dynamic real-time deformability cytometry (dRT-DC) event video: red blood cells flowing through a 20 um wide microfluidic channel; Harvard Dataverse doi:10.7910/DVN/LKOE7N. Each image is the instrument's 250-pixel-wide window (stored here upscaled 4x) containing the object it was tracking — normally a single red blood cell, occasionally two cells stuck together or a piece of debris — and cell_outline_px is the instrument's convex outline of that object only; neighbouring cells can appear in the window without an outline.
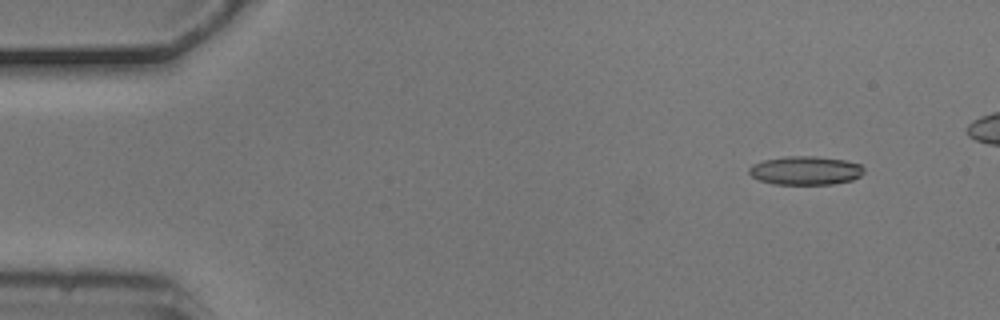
{"species": "common noctule bat (a hibernating species)", "species_latin": "Nyctalus noctula", "temperature_condition": "cold", "stored_images_in_passage": 5, "camera_frame_rate_fps": 3000, "um_per_image_px": 0.085, "animal": {"sex": "male", "body_mass_g": 20.5, "forearm_length_mm": 52.5}, "frame": {"image": 1, "passage_image": 1, "time_ms": 0.0, "image_size_px": [1000, 320], "cell_outline_px": [[864, 172], [860, 176], [852, 180], [832, 184], [772, 184], [760, 180], [752, 176], [748, 172], [748, 168], [752, 164], [764, 160], [784, 156], [816, 156], [844, 160], [860, 164], [864, 168]], "centroid_in_image_um": [68.45, 14.49], "position_along_channel_um": 16.5, "area_um2": 19.25}}